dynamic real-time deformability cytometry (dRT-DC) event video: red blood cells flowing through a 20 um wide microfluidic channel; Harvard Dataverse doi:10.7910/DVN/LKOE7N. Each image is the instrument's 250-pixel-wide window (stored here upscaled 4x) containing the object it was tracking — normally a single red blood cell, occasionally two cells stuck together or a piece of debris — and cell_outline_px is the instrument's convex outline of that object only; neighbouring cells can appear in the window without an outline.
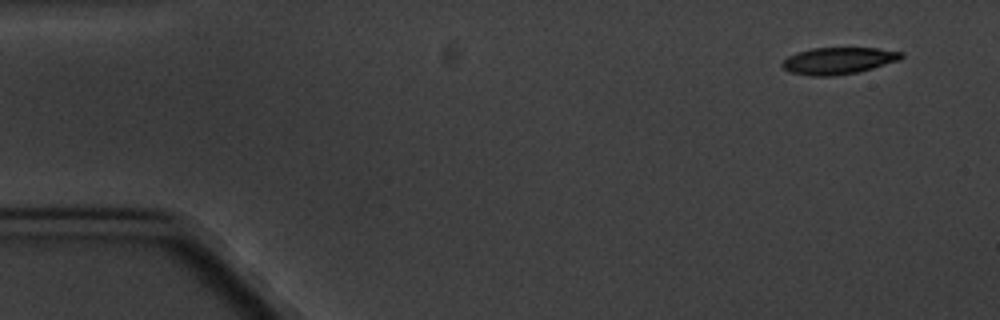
{"species": "common noctule bat (a hibernating species)", "species_latin": "Nyctalus noctula", "temperature_condition": "cold", "stored_images_in_passage": 4, "camera_frame_rate_fps": 3000, "um_per_image_px": 0.085, "animal": {"sex": "male", "body_mass_g": 20.1, "forearm_length_mm": 53.5}, "frame": {"image": 1, "passage_image": 1, "time_ms": 0.0, "image_size_px": [1000, 320], "cell_outline_px": [[904, 56], [900, 60], [872, 68], [856, 72], [832, 76], [812, 76], [788, 72], [780, 64], [788, 56], [796, 52], [812, 48], [876, 48], [904, 52]], "centroid_in_image_um": [71.25, 5.16], "position_along_channel_um": 13.8, "area_um2": 18.61}}
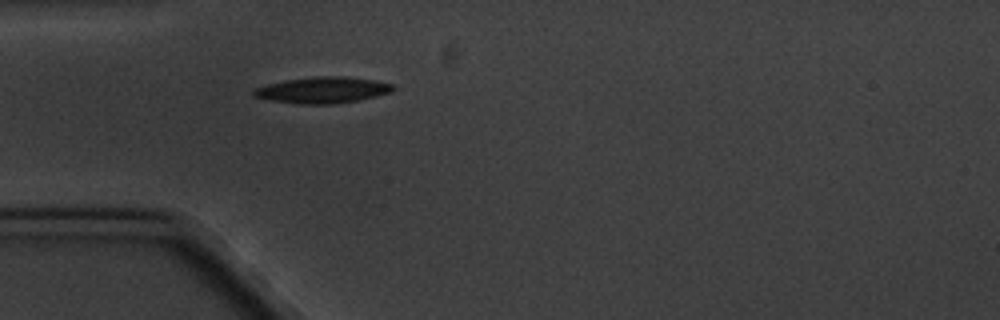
{"frame": {"image": 2, "passage_image": 4, "time_ms": 4.333, "image_size_px": [1000, 320], "cell_outline_px": [[396, 88], [392, 92], [376, 96], [356, 100], [332, 104], [296, 104], [268, 100], [252, 96], [252, 92], [256, 88], [268, 84], [284, 80], [316, 76], [348, 76], [376, 80], [396, 84]], "centroid_in_image_um": [27.45, 7.65], "position_along_channel_um": 57.5, "area_um2": 21.56}}